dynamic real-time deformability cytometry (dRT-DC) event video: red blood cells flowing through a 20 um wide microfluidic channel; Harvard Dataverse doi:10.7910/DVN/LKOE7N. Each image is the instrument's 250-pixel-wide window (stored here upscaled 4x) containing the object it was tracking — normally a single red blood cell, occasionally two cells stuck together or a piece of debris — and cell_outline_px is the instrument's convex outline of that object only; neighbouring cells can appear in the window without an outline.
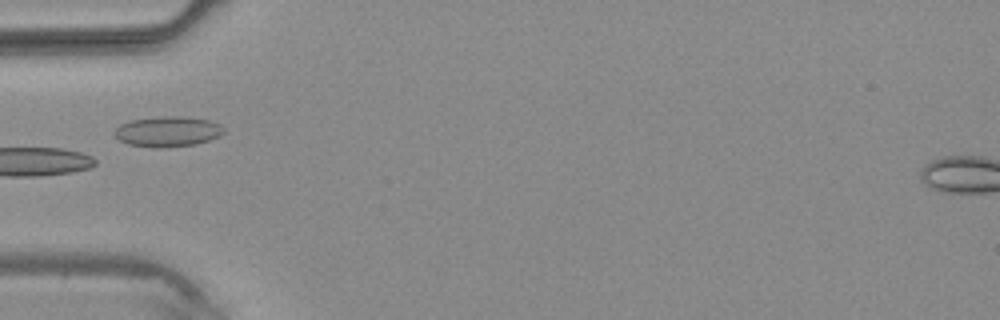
{"species": "common noctule bat (a hibernating species)", "species_latin": "Nyctalus noctula", "temperature_condition": "warm", "stored_images_in_passage": 3, "camera_frame_rate_fps": 3000, "um_per_image_px": 0.085, "animal": {"sex": "male", "body_mass_g": 20.4}, "frame": {"image": 1, "passage_image": 2, "time_ms": 1.333, "image_size_px": [1000, 320], "cell_outline_px": [[224, 132], [220, 136], [196, 144], [160, 148], [156, 148], [128, 144], [120, 140], [112, 132], [120, 124], [128, 120], [164, 116], [184, 116], [208, 120], [220, 124], [224, 128]], "centroid_in_image_um": [14.24, 11.17], "position_along_channel_um": 70.8, "area_um2": 19.42}}